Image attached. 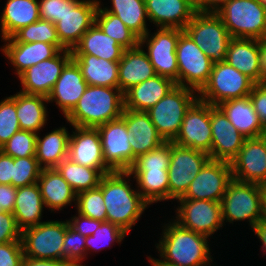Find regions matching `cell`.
Returning <instances> with one entry per match:
<instances>
[{
    "label": "cell",
    "mask_w": 266,
    "mask_h": 266,
    "mask_svg": "<svg viewBox=\"0 0 266 266\" xmlns=\"http://www.w3.org/2000/svg\"><path fill=\"white\" fill-rule=\"evenodd\" d=\"M162 234L155 246L164 266H212L209 237L181 226L174 218L162 224ZM212 263V264H211Z\"/></svg>",
    "instance_id": "1"
},
{
    "label": "cell",
    "mask_w": 266,
    "mask_h": 266,
    "mask_svg": "<svg viewBox=\"0 0 266 266\" xmlns=\"http://www.w3.org/2000/svg\"><path fill=\"white\" fill-rule=\"evenodd\" d=\"M131 177L128 171H112L104 174L99 183L106 206V221L127 233L149 206L137 188L131 187Z\"/></svg>",
    "instance_id": "2"
},
{
    "label": "cell",
    "mask_w": 266,
    "mask_h": 266,
    "mask_svg": "<svg viewBox=\"0 0 266 266\" xmlns=\"http://www.w3.org/2000/svg\"><path fill=\"white\" fill-rule=\"evenodd\" d=\"M123 110L124 93L119 88L88 85L65 120L71 126L97 128L120 118Z\"/></svg>",
    "instance_id": "3"
},
{
    "label": "cell",
    "mask_w": 266,
    "mask_h": 266,
    "mask_svg": "<svg viewBox=\"0 0 266 266\" xmlns=\"http://www.w3.org/2000/svg\"><path fill=\"white\" fill-rule=\"evenodd\" d=\"M216 14L232 38L266 40V8L258 0H229Z\"/></svg>",
    "instance_id": "4"
},
{
    "label": "cell",
    "mask_w": 266,
    "mask_h": 266,
    "mask_svg": "<svg viewBox=\"0 0 266 266\" xmlns=\"http://www.w3.org/2000/svg\"><path fill=\"white\" fill-rule=\"evenodd\" d=\"M196 93L192 89L176 85L146 111L165 142H172L178 135L187 110L198 99Z\"/></svg>",
    "instance_id": "5"
},
{
    "label": "cell",
    "mask_w": 266,
    "mask_h": 266,
    "mask_svg": "<svg viewBox=\"0 0 266 266\" xmlns=\"http://www.w3.org/2000/svg\"><path fill=\"white\" fill-rule=\"evenodd\" d=\"M255 82L226 61L214 63L207 84L198 93V99L217 106L237 98L249 96Z\"/></svg>",
    "instance_id": "6"
},
{
    "label": "cell",
    "mask_w": 266,
    "mask_h": 266,
    "mask_svg": "<svg viewBox=\"0 0 266 266\" xmlns=\"http://www.w3.org/2000/svg\"><path fill=\"white\" fill-rule=\"evenodd\" d=\"M184 31L213 63L225 61L232 36L216 13L196 12Z\"/></svg>",
    "instance_id": "7"
},
{
    "label": "cell",
    "mask_w": 266,
    "mask_h": 266,
    "mask_svg": "<svg viewBox=\"0 0 266 266\" xmlns=\"http://www.w3.org/2000/svg\"><path fill=\"white\" fill-rule=\"evenodd\" d=\"M220 203L224 224L247 220L252 229L260 219L261 185L232 179Z\"/></svg>",
    "instance_id": "8"
},
{
    "label": "cell",
    "mask_w": 266,
    "mask_h": 266,
    "mask_svg": "<svg viewBox=\"0 0 266 266\" xmlns=\"http://www.w3.org/2000/svg\"><path fill=\"white\" fill-rule=\"evenodd\" d=\"M68 220H47L22 231L21 242L25 257L63 261Z\"/></svg>",
    "instance_id": "9"
},
{
    "label": "cell",
    "mask_w": 266,
    "mask_h": 266,
    "mask_svg": "<svg viewBox=\"0 0 266 266\" xmlns=\"http://www.w3.org/2000/svg\"><path fill=\"white\" fill-rule=\"evenodd\" d=\"M176 59L178 85L192 89L198 94L207 84L214 63L185 31L179 36Z\"/></svg>",
    "instance_id": "10"
},
{
    "label": "cell",
    "mask_w": 266,
    "mask_h": 266,
    "mask_svg": "<svg viewBox=\"0 0 266 266\" xmlns=\"http://www.w3.org/2000/svg\"><path fill=\"white\" fill-rule=\"evenodd\" d=\"M183 31L178 28H157L153 34L150 30L139 39V45L143 49L147 48L146 54L156 74L171 79L176 85H178L176 48Z\"/></svg>",
    "instance_id": "11"
},
{
    "label": "cell",
    "mask_w": 266,
    "mask_h": 266,
    "mask_svg": "<svg viewBox=\"0 0 266 266\" xmlns=\"http://www.w3.org/2000/svg\"><path fill=\"white\" fill-rule=\"evenodd\" d=\"M209 159V154L206 152L171 142L168 168L170 201H176L186 193L190 183Z\"/></svg>",
    "instance_id": "12"
},
{
    "label": "cell",
    "mask_w": 266,
    "mask_h": 266,
    "mask_svg": "<svg viewBox=\"0 0 266 266\" xmlns=\"http://www.w3.org/2000/svg\"><path fill=\"white\" fill-rule=\"evenodd\" d=\"M175 221L196 233L211 237L224 223L221 203L210 200L177 199Z\"/></svg>",
    "instance_id": "13"
},
{
    "label": "cell",
    "mask_w": 266,
    "mask_h": 266,
    "mask_svg": "<svg viewBox=\"0 0 266 266\" xmlns=\"http://www.w3.org/2000/svg\"><path fill=\"white\" fill-rule=\"evenodd\" d=\"M232 179L230 162L209 159L179 199L221 202Z\"/></svg>",
    "instance_id": "14"
},
{
    "label": "cell",
    "mask_w": 266,
    "mask_h": 266,
    "mask_svg": "<svg viewBox=\"0 0 266 266\" xmlns=\"http://www.w3.org/2000/svg\"><path fill=\"white\" fill-rule=\"evenodd\" d=\"M103 158L113 171H128L136 160L128 140L126 122L120 117L97 127Z\"/></svg>",
    "instance_id": "15"
},
{
    "label": "cell",
    "mask_w": 266,
    "mask_h": 266,
    "mask_svg": "<svg viewBox=\"0 0 266 266\" xmlns=\"http://www.w3.org/2000/svg\"><path fill=\"white\" fill-rule=\"evenodd\" d=\"M173 143L210 154L212 132L210 104L197 99L187 110Z\"/></svg>",
    "instance_id": "16"
},
{
    "label": "cell",
    "mask_w": 266,
    "mask_h": 266,
    "mask_svg": "<svg viewBox=\"0 0 266 266\" xmlns=\"http://www.w3.org/2000/svg\"><path fill=\"white\" fill-rule=\"evenodd\" d=\"M98 5V0H69L67 12L55 24L58 39L66 49L72 50L95 23Z\"/></svg>",
    "instance_id": "17"
},
{
    "label": "cell",
    "mask_w": 266,
    "mask_h": 266,
    "mask_svg": "<svg viewBox=\"0 0 266 266\" xmlns=\"http://www.w3.org/2000/svg\"><path fill=\"white\" fill-rule=\"evenodd\" d=\"M233 179L266 184V135L246 138L238 155L230 162Z\"/></svg>",
    "instance_id": "18"
},
{
    "label": "cell",
    "mask_w": 266,
    "mask_h": 266,
    "mask_svg": "<svg viewBox=\"0 0 266 266\" xmlns=\"http://www.w3.org/2000/svg\"><path fill=\"white\" fill-rule=\"evenodd\" d=\"M72 59L69 49L60 50L53 58L25 70L19 77L23 93L48 96L65 65Z\"/></svg>",
    "instance_id": "19"
},
{
    "label": "cell",
    "mask_w": 266,
    "mask_h": 266,
    "mask_svg": "<svg viewBox=\"0 0 266 266\" xmlns=\"http://www.w3.org/2000/svg\"><path fill=\"white\" fill-rule=\"evenodd\" d=\"M212 132L210 159L231 162L242 148L246 137L228 120L223 111L210 104Z\"/></svg>",
    "instance_id": "20"
},
{
    "label": "cell",
    "mask_w": 266,
    "mask_h": 266,
    "mask_svg": "<svg viewBox=\"0 0 266 266\" xmlns=\"http://www.w3.org/2000/svg\"><path fill=\"white\" fill-rule=\"evenodd\" d=\"M69 138L68 158L85 167L99 169L103 174L113 170L105 163L97 128L72 126Z\"/></svg>",
    "instance_id": "21"
},
{
    "label": "cell",
    "mask_w": 266,
    "mask_h": 266,
    "mask_svg": "<svg viewBox=\"0 0 266 266\" xmlns=\"http://www.w3.org/2000/svg\"><path fill=\"white\" fill-rule=\"evenodd\" d=\"M88 84L77 63L71 59L63 68L47 100L56 103L64 118L74 109Z\"/></svg>",
    "instance_id": "22"
},
{
    "label": "cell",
    "mask_w": 266,
    "mask_h": 266,
    "mask_svg": "<svg viewBox=\"0 0 266 266\" xmlns=\"http://www.w3.org/2000/svg\"><path fill=\"white\" fill-rule=\"evenodd\" d=\"M149 22L157 28L184 30L196 13L194 0H145Z\"/></svg>",
    "instance_id": "23"
},
{
    "label": "cell",
    "mask_w": 266,
    "mask_h": 266,
    "mask_svg": "<svg viewBox=\"0 0 266 266\" xmlns=\"http://www.w3.org/2000/svg\"><path fill=\"white\" fill-rule=\"evenodd\" d=\"M121 118L126 122L128 140L136 158L165 143L147 112L124 109Z\"/></svg>",
    "instance_id": "24"
},
{
    "label": "cell",
    "mask_w": 266,
    "mask_h": 266,
    "mask_svg": "<svg viewBox=\"0 0 266 266\" xmlns=\"http://www.w3.org/2000/svg\"><path fill=\"white\" fill-rule=\"evenodd\" d=\"M1 51L19 77L25 70L43 60L53 58L60 50L53 44L43 42H5Z\"/></svg>",
    "instance_id": "25"
},
{
    "label": "cell",
    "mask_w": 266,
    "mask_h": 266,
    "mask_svg": "<svg viewBox=\"0 0 266 266\" xmlns=\"http://www.w3.org/2000/svg\"><path fill=\"white\" fill-rule=\"evenodd\" d=\"M175 86L171 79L155 75L124 93V109L146 112Z\"/></svg>",
    "instance_id": "26"
},
{
    "label": "cell",
    "mask_w": 266,
    "mask_h": 266,
    "mask_svg": "<svg viewBox=\"0 0 266 266\" xmlns=\"http://www.w3.org/2000/svg\"><path fill=\"white\" fill-rule=\"evenodd\" d=\"M155 75L157 74L154 67L140 45L125 49L118 69V88L123 93Z\"/></svg>",
    "instance_id": "27"
},
{
    "label": "cell",
    "mask_w": 266,
    "mask_h": 266,
    "mask_svg": "<svg viewBox=\"0 0 266 266\" xmlns=\"http://www.w3.org/2000/svg\"><path fill=\"white\" fill-rule=\"evenodd\" d=\"M37 184L50 213L61 211L73 203L76 205L77 194L55 168L42 169Z\"/></svg>",
    "instance_id": "28"
},
{
    "label": "cell",
    "mask_w": 266,
    "mask_h": 266,
    "mask_svg": "<svg viewBox=\"0 0 266 266\" xmlns=\"http://www.w3.org/2000/svg\"><path fill=\"white\" fill-rule=\"evenodd\" d=\"M217 106L246 138L266 135V128L260 122L249 96L227 100Z\"/></svg>",
    "instance_id": "29"
},
{
    "label": "cell",
    "mask_w": 266,
    "mask_h": 266,
    "mask_svg": "<svg viewBox=\"0 0 266 266\" xmlns=\"http://www.w3.org/2000/svg\"><path fill=\"white\" fill-rule=\"evenodd\" d=\"M10 97L16 103V113L21 130L31 131L38 134L45 128L48 121L46 96L26 94L21 91Z\"/></svg>",
    "instance_id": "30"
},
{
    "label": "cell",
    "mask_w": 266,
    "mask_h": 266,
    "mask_svg": "<svg viewBox=\"0 0 266 266\" xmlns=\"http://www.w3.org/2000/svg\"><path fill=\"white\" fill-rule=\"evenodd\" d=\"M259 40L246 38H232L225 61L245 74L255 83H261L262 74L258 60Z\"/></svg>",
    "instance_id": "31"
},
{
    "label": "cell",
    "mask_w": 266,
    "mask_h": 266,
    "mask_svg": "<svg viewBox=\"0 0 266 266\" xmlns=\"http://www.w3.org/2000/svg\"><path fill=\"white\" fill-rule=\"evenodd\" d=\"M0 13L1 41L40 19L38 0H7Z\"/></svg>",
    "instance_id": "32"
},
{
    "label": "cell",
    "mask_w": 266,
    "mask_h": 266,
    "mask_svg": "<svg viewBox=\"0 0 266 266\" xmlns=\"http://www.w3.org/2000/svg\"><path fill=\"white\" fill-rule=\"evenodd\" d=\"M44 208L46 209L37 183L17 188L13 215L21 231L44 222Z\"/></svg>",
    "instance_id": "33"
},
{
    "label": "cell",
    "mask_w": 266,
    "mask_h": 266,
    "mask_svg": "<svg viewBox=\"0 0 266 266\" xmlns=\"http://www.w3.org/2000/svg\"><path fill=\"white\" fill-rule=\"evenodd\" d=\"M125 48L106 35L94 23L81 37L80 41L71 50L72 54H91L98 58L119 62Z\"/></svg>",
    "instance_id": "34"
},
{
    "label": "cell",
    "mask_w": 266,
    "mask_h": 266,
    "mask_svg": "<svg viewBox=\"0 0 266 266\" xmlns=\"http://www.w3.org/2000/svg\"><path fill=\"white\" fill-rule=\"evenodd\" d=\"M37 134L35 157L42 169L55 168L68 157L70 133L65 126L55 128L45 136Z\"/></svg>",
    "instance_id": "35"
},
{
    "label": "cell",
    "mask_w": 266,
    "mask_h": 266,
    "mask_svg": "<svg viewBox=\"0 0 266 266\" xmlns=\"http://www.w3.org/2000/svg\"><path fill=\"white\" fill-rule=\"evenodd\" d=\"M88 85L118 88L119 62L91 54H72Z\"/></svg>",
    "instance_id": "36"
},
{
    "label": "cell",
    "mask_w": 266,
    "mask_h": 266,
    "mask_svg": "<svg viewBox=\"0 0 266 266\" xmlns=\"http://www.w3.org/2000/svg\"><path fill=\"white\" fill-rule=\"evenodd\" d=\"M138 192L149 204L169 200L168 169L128 170Z\"/></svg>",
    "instance_id": "37"
},
{
    "label": "cell",
    "mask_w": 266,
    "mask_h": 266,
    "mask_svg": "<svg viewBox=\"0 0 266 266\" xmlns=\"http://www.w3.org/2000/svg\"><path fill=\"white\" fill-rule=\"evenodd\" d=\"M99 1V7L119 17V19L140 39L150 29L147 28L148 15L145 0H110L111 7H104ZM102 5V6H101Z\"/></svg>",
    "instance_id": "38"
},
{
    "label": "cell",
    "mask_w": 266,
    "mask_h": 266,
    "mask_svg": "<svg viewBox=\"0 0 266 266\" xmlns=\"http://www.w3.org/2000/svg\"><path fill=\"white\" fill-rule=\"evenodd\" d=\"M55 169L76 194L98 187L104 175L99 169L85 167L68 157L63 159Z\"/></svg>",
    "instance_id": "39"
},
{
    "label": "cell",
    "mask_w": 266,
    "mask_h": 266,
    "mask_svg": "<svg viewBox=\"0 0 266 266\" xmlns=\"http://www.w3.org/2000/svg\"><path fill=\"white\" fill-rule=\"evenodd\" d=\"M2 42H43L53 44L59 50L66 49L58 39L55 24L42 19L20 28L11 37L4 39Z\"/></svg>",
    "instance_id": "40"
},
{
    "label": "cell",
    "mask_w": 266,
    "mask_h": 266,
    "mask_svg": "<svg viewBox=\"0 0 266 266\" xmlns=\"http://www.w3.org/2000/svg\"><path fill=\"white\" fill-rule=\"evenodd\" d=\"M95 23L100 29L125 49L139 45V38L116 15L102 10L99 5L95 14Z\"/></svg>",
    "instance_id": "41"
},
{
    "label": "cell",
    "mask_w": 266,
    "mask_h": 266,
    "mask_svg": "<svg viewBox=\"0 0 266 266\" xmlns=\"http://www.w3.org/2000/svg\"><path fill=\"white\" fill-rule=\"evenodd\" d=\"M126 235L127 232L118 225L108 221L102 222L93 235L86 237V257L88 254L90 255V251H95L96 253L103 250L106 246V248L112 247L111 245H114V242L122 243Z\"/></svg>",
    "instance_id": "42"
},
{
    "label": "cell",
    "mask_w": 266,
    "mask_h": 266,
    "mask_svg": "<svg viewBox=\"0 0 266 266\" xmlns=\"http://www.w3.org/2000/svg\"><path fill=\"white\" fill-rule=\"evenodd\" d=\"M75 207L76 213L98 221H106V206L99 186L77 194Z\"/></svg>",
    "instance_id": "43"
},
{
    "label": "cell",
    "mask_w": 266,
    "mask_h": 266,
    "mask_svg": "<svg viewBox=\"0 0 266 266\" xmlns=\"http://www.w3.org/2000/svg\"><path fill=\"white\" fill-rule=\"evenodd\" d=\"M36 140V133L19 130L2 147H0V150L12 158L35 156Z\"/></svg>",
    "instance_id": "44"
},
{
    "label": "cell",
    "mask_w": 266,
    "mask_h": 266,
    "mask_svg": "<svg viewBox=\"0 0 266 266\" xmlns=\"http://www.w3.org/2000/svg\"><path fill=\"white\" fill-rule=\"evenodd\" d=\"M41 170L35 156L13 158L12 185L18 188L37 183Z\"/></svg>",
    "instance_id": "45"
},
{
    "label": "cell",
    "mask_w": 266,
    "mask_h": 266,
    "mask_svg": "<svg viewBox=\"0 0 266 266\" xmlns=\"http://www.w3.org/2000/svg\"><path fill=\"white\" fill-rule=\"evenodd\" d=\"M85 240L86 237L68 226L62 245L63 261L71 266H86L82 265V261L87 259Z\"/></svg>",
    "instance_id": "46"
},
{
    "label": "cell",
    "mask_w": 266,
    "mask_h": 266,
    "mask_svg": "<svg viewBox=\"0 0 266 266\" xmlns=\"http://www.w3.org/2000/svg\"><path fill=\"white\" fill-rule=\"evenodd\" d=\"M171 156V142H165L157 149L140 155L129 170L168 169Z\"/></svg>",
    "instance_id": "47"
},
{
    "label": "cell",
    "mask_w": 266,
    "mask_h": 266,
    "mask_svg": "<svg viewBox=\"0 0 266 266\" xmlns=\"http://www.w3.org/2000/svg\"><path fill=\"white\" fill-rule=\"evenodd\" d=\"M19 130L16 103L8 96L0 101V147Z\"/></svg>",
    "instance_id": "48"
},
{
    "label": "cell",
    "mask_w": 266,
    "mask_h": 266,
    "mask_svg": "<svg viewBox=\"0 0 266 266\" xmlns=\"http://www.w3.org/2000/svg\"><path fill=\"white\" fill-rule=\"evenodd\" d=\"M40 19L56 24L69 8V0H40Z\"/></svg>",
    "instance_id": "49"
},
{
    "label": "cell",
    "mask_w": 266,
    "mask_h": 266,
    "mask_svg": "<svg viewBox=\"0 0 266 266\" xmlns=\"http://www.w3.org/2000/svg\"><path fill=\"white\" fill-rule=\"evenodd\" d=\"M21 234L13 213L0 211V244L21 242Z\"/></svg>",
    "instance_id": "50"
},
{
    "label": "cell",
    "mask_w": 266,
    "mask_h": 266,
    "mask_svg": "<svg viewBox=\"0 0 266 266\" xmlns=\"http://www.w3.org/2000/svg\"><path fill=\"white\" fill-rule=\"evenodd\" d=\"M23 257L22 242L0 244V266H21Z\"/></svg>",
    "instance_id": "51"
},
{
    "label": "cell",
    "mask_w": 266,
    "mask_h": 266,
    "mask_svg": "<svg viewBox=\"0 0 266 266\" xmlns=\"http://www.w3.org/2000/svg\"><path fill=\"white\" fill-rule=\"evenodd\" d=\"M249 98L262 125L266 128V85L255 83Z\"/></svg>",
    "instance_id": "52"
},
{
    "label": "cell",
    "mask_w": 266,
    "mask_h": 266,
    "mask_svg": "<svg viewBox=\"0 0 266 266\" xmlns=\"http://www.w3.org/2000/svg\"><path fill=\"white\" fill-rule=\"evenodd\" d=\"M75 215L68 219L69 226L84 237L93 235L94 231L101 226L102 221L83 216L79 213Z\"/></svg>",
    "instance_id": "53"
},
{
    "label": "cell",
    "mask_w": 266,
    "mask_h": 266,
    "mask_svg": "<svg viewBox=\"0 0 266 266\" xmlns=\"http://www.w3.org/2000/svg\"><path fill=\"white\" fill-rule=\"evenodd\" d=\"M17 188L13 185L0 184V211L13 213Z\"/></svg>",
    "instance_id": "54"
},
{
    "label": "cell",
    "mask_w": 266,
    "mask_h": 266,
    "mask_svg": "<svg viewBox=\"0 0 266 266\" xmlns=\"http://www.w3.org/2000/svg\"><path fill=\"white\" fill-rule=\"evenodd\" d=\"M13 158L0 150V184L12 185Z\"/></svg>",
    "instance_id": "55"
},
{
    "label": "cell",
    "mask_w": 266,
    "mask_h": 266,
    "mask_svg": "<svg viewBox=\"0 0 266 266\" xmlns=\"http://www.w3.org/2000/svg\"><path fill=\"white\" fill-rule=\"evenodd\" d=\"M229 0H194L196 12L200 13H216Z\"/></svg>",
    "instance_id": "56"
},
{
    "label": "cell",
    "mask_w": 266,
    "mask_h": 266,
    "mask_svg": "<svg viewBox=\"0 0 266 266\" xmlns=\"http://www.w3.org/2000/svg\"><path fill=\"white\" fill-rule=\"evenodd\" d=\"M21 266H71L65 261L23 257Z\"/></svg>",
    "instance_id": "57"
},
{
    "label": "cell",
    "mask_w": 266,
    "mask_h": 266,
    "mask_svg": "<svg viewBox=\"0 0 266 266\" xmlns=\"http://www.w3.org/2000/svg\"><path fill=\"white\" fill-rule=\"evenodd\" d=\"M258 60L260 72L262 74L261 83L266 85V40H259Z\"/></svg>",
    "instance_id": "58"
},
{
    "label": "cell",
    "mask_w": 266,
    "mask_h": 266,
    "mask_svg": "<svg viewBox=\"0 0 266 266\" xmlns=\"http://www.w3.org/2000/svg\"><path fill=\"white\" fill-rule=\"evenodd\" d=\"M251 230H253L259 241L262 242L261 251H264L263 254H266V223L259 221Z\"/></svg>",
    "instance_id": "59"
},
{
    "label": "cell",
    "mask_w": 266,
    "mask_h": 266,
    "mask_svg": "<svg viewBox=\"0 0 266 266\" xmlns=\"http://www.w3.org/2000/svg\"><path fill=\"white\" fill-rule=\"evenodd\" d=\"M259 221L266 223V185H261V205Z\"/></svg>",
    "instance_id": "60"
},
{
    "label": "cell",
    "mask_w": 266,
    "mask_h": 266,
    "mask_svg": "<svg viewBox=\"0 0 266 266\" xmlns=\"http://www.w3.org/2000/svg\"><path fill=\"white\" fill-rule=\"evenodd\" d=\"M147 260L149 261V263H151L152 266H164V265L158 263V262L155 260V258L152 257V256H150V255L147 256Z\"/></svg>",
    "instance_id": "61"
},
{
    "label": "cell",
    "mask_w": 266,
    "mask_h": 266,
    "mask_svg": "<svg viewBox=\"0 0 266 266\" xmlns=\"http://www.w3.org/2000/svg\"><path fill=\"white\" fill-rule=\"evenodd\" d=\"M266 8V0H258Z\"/></svg>",
    "instance_id": "62"
}]
</instances>
